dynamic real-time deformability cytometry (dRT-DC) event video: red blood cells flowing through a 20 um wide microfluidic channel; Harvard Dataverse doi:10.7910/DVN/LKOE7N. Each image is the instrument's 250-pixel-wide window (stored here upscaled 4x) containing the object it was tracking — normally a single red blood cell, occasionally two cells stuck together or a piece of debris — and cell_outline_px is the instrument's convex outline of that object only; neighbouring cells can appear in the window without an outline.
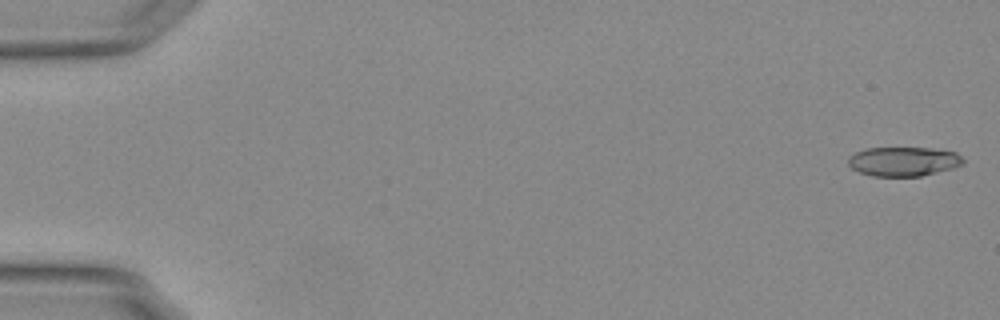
{"species": "Egyptian fruit bat (a non-hibernating species)", "species_latin": "Rousettus aegyptiacus", "temperature_condition": "warm", "stored_images_in_passage": 54, "camera_frame_rate_fps": 3000, "um_per_image_px": 0.085, "animal": {"sex": "female"}, "frame": {"image": 1, "passage_image": 1, "time_ms": 0.0, "image_size_px": [1000, 320], "cell_outline_px": [[964, 164], [952, 168], [920, 176], [872, 176], [860, 172], [852, 168], [848, 164], [848, 156], [856, 152], [868, 148], [932, 148], [956, 152], [964, 160]], "centroid_in_image_um": [76.79, 13.72], "position_along_channel_um": 8.2, "area_um2": 19.54}}
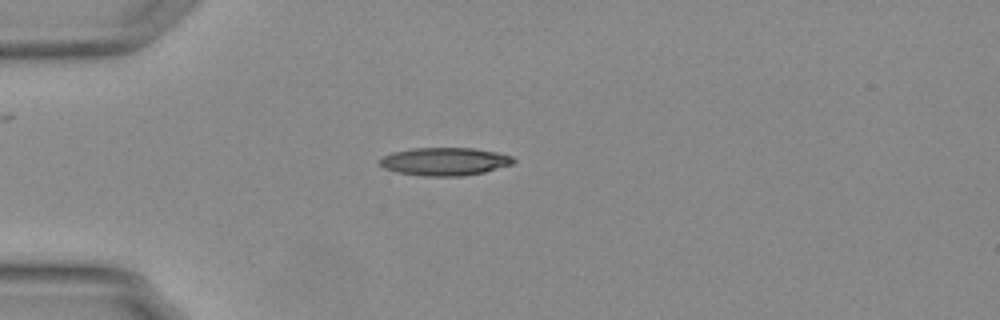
{"frame": {"image": 2, "passage_image": 15, "time_ms": 4.667, "image_size_px": [1000, 320], "cell_outline_px": [[516, 160], [512, 164], [484, 172], [460, 176], [424, 176], [396, 172], [384, 168], [380, 164], [380, 160], [384, 156], [392, 152], [412, 148], [472, 148], [496, 152], [512, 156]], "centroid_in_image_um": [37.8, 13.72], "position_along_channel_um": 47.2, "area_um2": 21.68}}
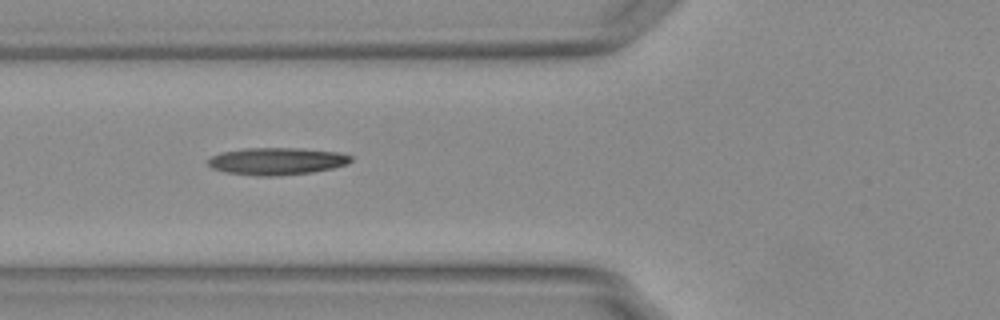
{"frame": {"image": 3, "passage_image": 21, "time_ms": 6.667, "image_size_px": [1000, 320], "cell_outline_px": [[352, 160], [348, 164], [332, 168], [312, 172], [276, 176], [260, 176], [228, 172], [212, 168], [208, 164], [208, 160], [212, 156], [220, 152], [244, 148], [300, 148], [340, 152], [352, 156]], "centroid_in_image_um": [23.55, 13.69], "position_along_channel_um": 102.2, "area_um2": 22.66}, "authors_computed_cell_mechanics": {"area_um2": 21.1259, "velocity_mm_per_s": 3.7845, "shape_relaxation_time_tau1_ms": null, "shape_relaxation_time_tau2_ms": 7.2349, "deformation_change_tau1": null, "deformation_change_tau2": 0.2274}}